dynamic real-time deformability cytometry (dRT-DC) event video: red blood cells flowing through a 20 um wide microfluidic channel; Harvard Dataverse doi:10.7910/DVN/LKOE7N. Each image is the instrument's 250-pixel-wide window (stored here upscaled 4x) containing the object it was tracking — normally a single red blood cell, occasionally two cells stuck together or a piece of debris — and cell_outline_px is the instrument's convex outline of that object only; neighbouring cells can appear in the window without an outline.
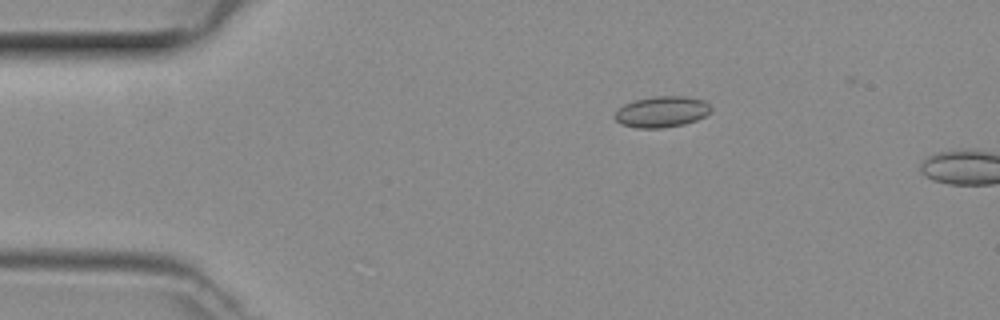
{"species": "common noctule bat (a hibernating species)", "species_latin": "Nyctalus noctula", "temperature_condition": "room temperature", "stored_images_in_passage": 39, "camera_frame_rate_fps": 3000, "um_per_image_px": 0.085, "animal": {"sex": "female", "body_mass_g": 29.2, "forearm_length_mm": 56.3}, "frame": {"image": 1, "passage_image": 7, "time_ms": 2.0, "image_size_px": [1000, 320], "cell_outline_px": [[712, 112], [696, 120], [684, 124], [660, 128], [636, 128], [620, 124], [612, 116], [624, 104], [636, 100], [652, 96], [688, 96], [704, 100], [712, 108]], "centroid_in_image_um": [56.26, 9.5], "position_along_channel_um": 28.7, "area_um2": 17.51}}
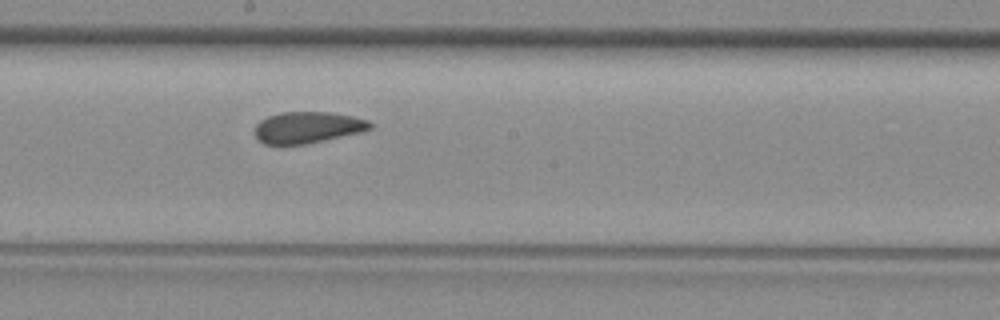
{"frame": {"image": 2, "passage_image": 20, "time_ms": 6.333, "image_size_px": [1000, 320], "cell_outline_px": [[372, 128], [356, 132], [304, 144], [264, 144], [256, 140], [256, 124], [260, 120], [268, 116], [280, 112], [328, 112], [352, 116], [368, 120], [372, 124]], "centroid_in_image_um": [26.08, 10.81], "position_along_channel_um": 222.1, "area_um2": 20.69}}
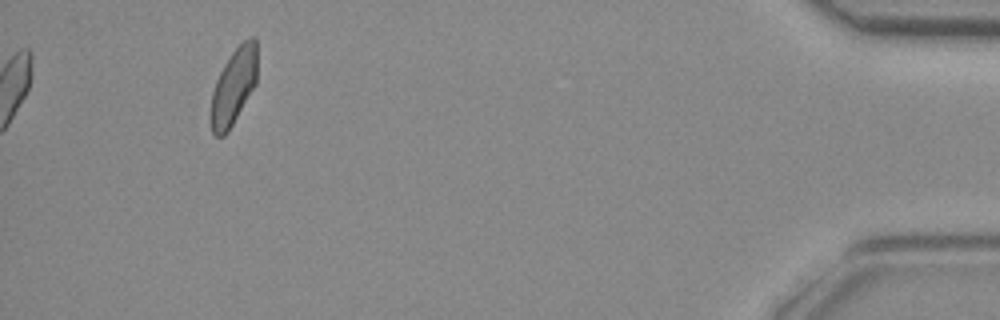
{"frame": {"image": 3, "passage_image": 39, "time_ms": 12.667, "image_size_px": [1000, 320], "cell_outline_px": [[256, 84], [228, 132], [224, 136], [216, 136], [212, 132], [212, 92], [216, 80], [224, 64], [232, 52], [248, 36], [256, 36]], "centroid_in_image_um": [19.88, 7.32], "position_along_channel_um": 415.3, "area_um2": 20.29}}